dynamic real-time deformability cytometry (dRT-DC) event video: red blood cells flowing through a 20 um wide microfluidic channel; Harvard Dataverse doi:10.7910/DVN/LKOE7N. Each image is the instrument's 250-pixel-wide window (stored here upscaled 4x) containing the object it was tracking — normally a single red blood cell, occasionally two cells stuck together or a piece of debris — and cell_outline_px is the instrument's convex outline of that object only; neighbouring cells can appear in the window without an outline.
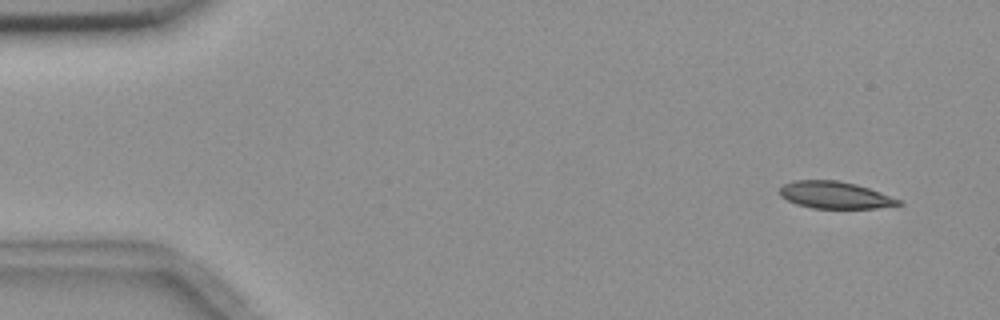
{"species": "common noctule bat (a hibernating species)", "species_latin": "Nyctalus noctula", "temperature_condition": "room temperature", "stored_images_in_passage": 5, "camera_frame_rate_fps": 3000, "um_per_image_px": 0.085, "animal": {"sex": "female", "body_mass_g": 18.4}, "frame": {"image": 1, "passage_image": 1, "time_ms": 0.0, "image_size_px": [1000, 320], "cell_outline_px": [[904, 204], [876, 208], [812, 208], [796, 204], [780, 196], [780, 188], [784, 184], [796, 180], [836, 180], [856, 184], [880, 192], [900, 200]], "centroid_in_image_um": [70.96, 16.58], "position_along_channel_um": 14.0, "area_um2": 18.55}}
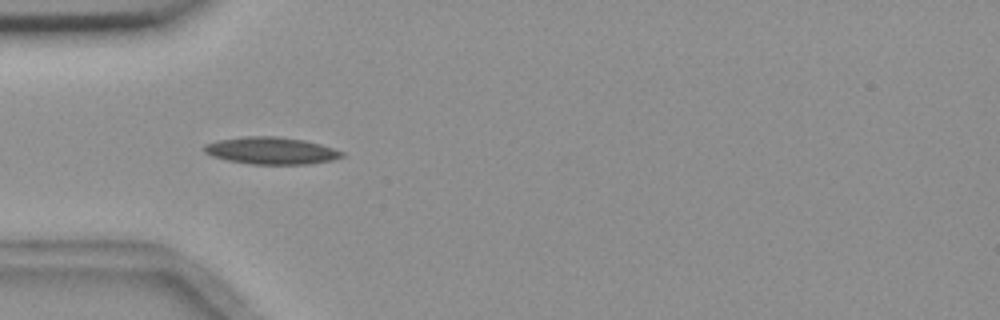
{"frame": {"image": 2, "passage_image": 4, "time_ms": 4.333, "image_size_px": [1000, 320], "cell_outline_px": [[344, 156], [332, 160], [308, 164], [252, 164], [228, 160], [212, 156], [204, 152], [204, 144], [216, 140], [248, 136], [276, 136], [304, 140], [320, 144], [344, 152]], "centroid_in_image_um": [23.04, 12.8], "position_along_channel_um": 62.0, "area_um2": 21.68}}